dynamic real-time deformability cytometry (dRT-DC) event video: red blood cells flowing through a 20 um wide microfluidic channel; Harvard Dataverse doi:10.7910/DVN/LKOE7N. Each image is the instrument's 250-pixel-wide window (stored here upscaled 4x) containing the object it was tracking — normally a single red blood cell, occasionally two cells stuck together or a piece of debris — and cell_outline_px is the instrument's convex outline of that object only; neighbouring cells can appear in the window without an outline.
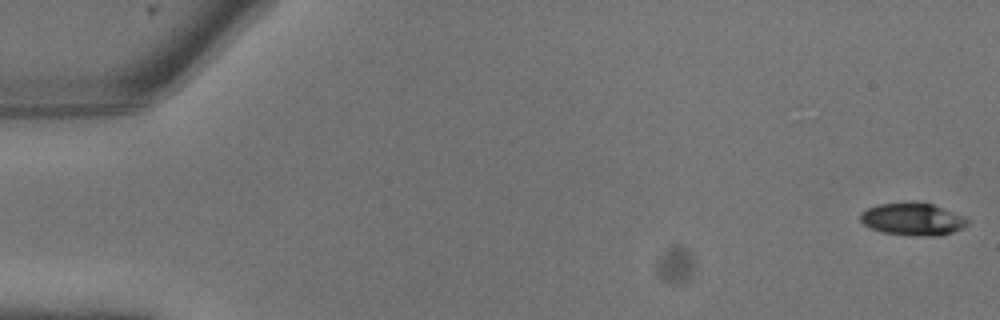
{"species": "common noctule bat (a hibernating species)", "species_latin": "Nyctalus noctula", "temperature_condition": "warm", "stored_images_in_passage": 7, "camera_frame_rate_fps": 3000, "um_per_image_px": 0.085, "animal": {"sex": "male", "body_mass_g": 13.3}, "frame": {"image": 1, "passage_image": 1, "time_ms": 0.0, "image_size_px": [1000, 320], "cell_outline_px": [[968, 224], [964, 228], [940, 236], [920, 236], [884, 232], [868, 228], [860, 220], [860, 212], [876, 204], [932, 204], [964, 216], [968, 220]], "centroid_in_image_um": [77.58, 18.66], "position_along_channel_um": 7.4, "area_um2": 19.83}}